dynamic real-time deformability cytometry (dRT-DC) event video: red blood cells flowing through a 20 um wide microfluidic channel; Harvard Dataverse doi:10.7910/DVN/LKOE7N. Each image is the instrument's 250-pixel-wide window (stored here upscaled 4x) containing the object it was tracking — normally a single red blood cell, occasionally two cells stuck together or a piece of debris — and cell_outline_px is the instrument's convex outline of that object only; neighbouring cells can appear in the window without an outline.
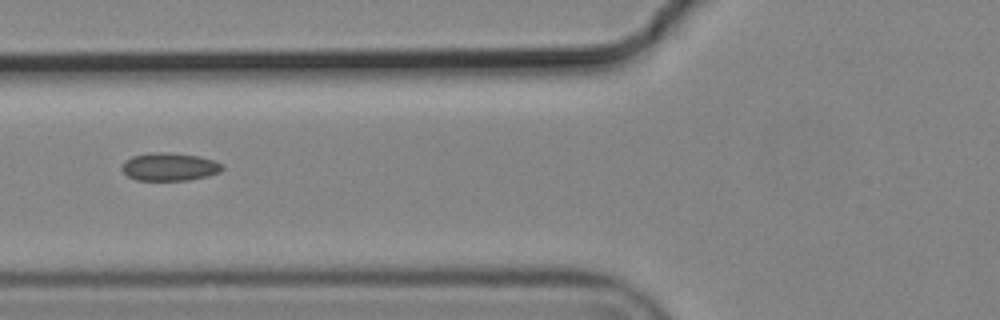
{"species": "common noctule bat (a hibernating species)", "species_latin": "Nyctalus noctula", "temperature_condition": "cold", "stored_images_in_passage": 4, "camera_frame_rate_fps": 3000, "um_per_image_px": 0.085, "animal": {"sex": "male", "body_mass_g": 19.2, "forearm_length_mm": 51.8}, "frame": {"image": 1, "passage_image": 3, "time_ms": 0.667, "image_size_px": [1000, 320], "cell_outline_px": [[224, 168], [220, 172], [208, 176], [188, 180], [136, 180], [128, 176], [120, 168], [124, 160], [132, 156], [148, 152], [168, 152], [200, 156], [224, 164]], "centroid_in_image_um": [14.4, 14.17], "position_along_channel_um": 111.4, "area_um2": 16.59}}
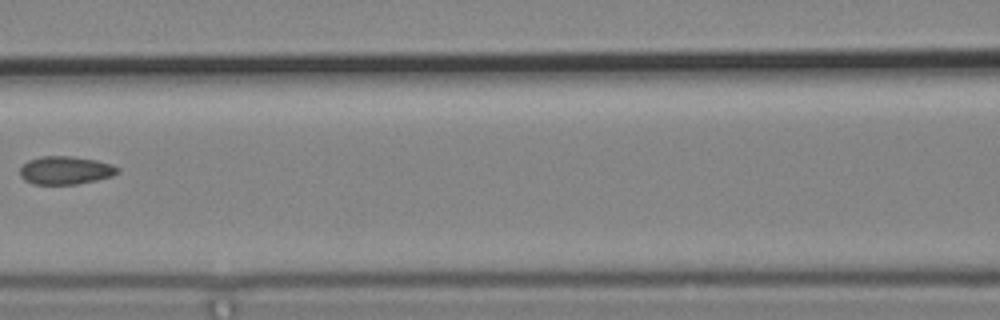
{"frame": {"image": 2, "passage_image": 4, "time_ms": 1.0, "image_size_px": [1000, 320], "cell_outline_px": [[120, 172], [112, 176], [96, 180], [76, 184], [32, 184], [24, 180], [20, 176], [20, 168], [28, 160], [40, 156], [72, 156], [96, 160], [112, 164], [120, 168]], "centroid_in_image_um": [5.57, 14.47], "position_along_channel_um": 161.0, "area_um2": 16.13}}